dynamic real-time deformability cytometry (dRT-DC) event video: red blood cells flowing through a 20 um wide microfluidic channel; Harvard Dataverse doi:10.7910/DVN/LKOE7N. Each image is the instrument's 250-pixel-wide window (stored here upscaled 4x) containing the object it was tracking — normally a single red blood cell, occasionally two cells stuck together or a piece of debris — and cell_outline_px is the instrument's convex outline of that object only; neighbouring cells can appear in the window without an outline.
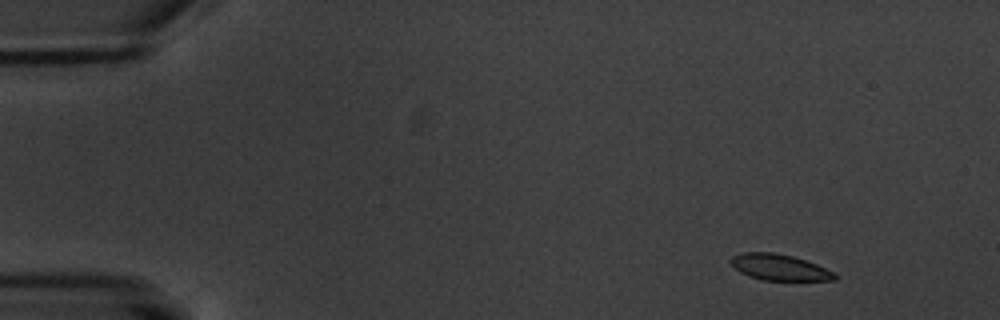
{"species": "common noctule bat (a hibernating species)", "species_latin": "Nyctalus noctula", "temperature_condition": "warm", "stored_images_in_passage": 5, "camera_frame_rate_fps": 3000, "um_per_image_px": 0.085, "animal": {"sex": "male", "body_mass_g": 20.1, "forearm_length_mm": 53.5}, "frame": {"image": 1, "passage_image": 1, "time_ms": 0.0, "image_size_px": [1000, 320], "cell_outline_px": [[840, 276], [836, 280], [764, 280], [748, 276], [740, 272], [728, 260], [732, 256], [744, 252], [772, 252], [792, 256], [816, 264]], "centroid_in_image_um": [66.23, 22.72], "position_along_channel_um": 18.8, "area_um2": 15.66}}